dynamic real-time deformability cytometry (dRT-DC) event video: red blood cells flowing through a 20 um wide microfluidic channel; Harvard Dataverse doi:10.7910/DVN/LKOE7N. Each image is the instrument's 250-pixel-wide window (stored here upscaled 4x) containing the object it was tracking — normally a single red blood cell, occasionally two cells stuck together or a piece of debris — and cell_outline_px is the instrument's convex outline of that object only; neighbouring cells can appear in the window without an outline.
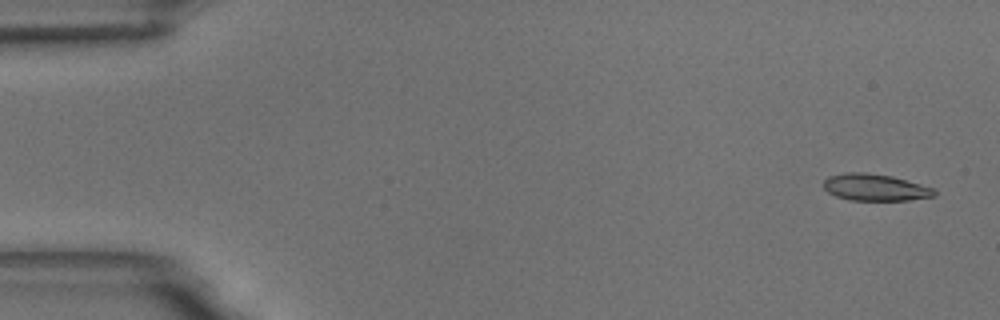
{"species": "common noctule bat (a hibernating species)", "species_latin": "Nyctalus noctula", "temperature_condition": "room temperature", "stored_images_in_passage": 41, "camera_frame_rate_fps": 3000, "um_per_image_px": 0.085, "animal": {"sex": "male", "body_mass_g": 18.8}, "frame": {"image": 1, "passage_image": 1, "time_ms": 0.0, "image_size_px": [1000, 320], "cell_outline_px": [[936, 196], [908, 200], [848, 200], [836, 196], [828, 192], [824, 188], [824, 180], [828, 176], [844, 172], [864, 172], [892, 176], [932, 188], [936, 192]], "centroid_in_image_um": [74.34, 15.92], "position_along_channel_um": 10.7, "area_um2": 17.22}}
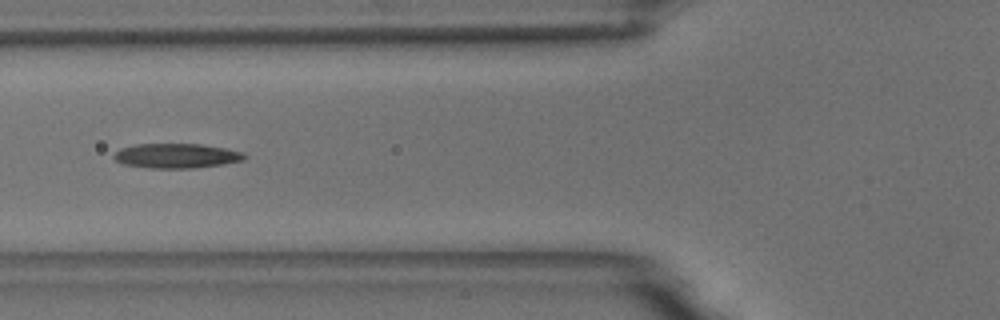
{"frame": {"image": 2, "passage_image": 20, "time_ms": 6.333, "image_size_px": [1000, 320], "cell_outline_px": [[248, 156], [244, 160], [224, 164], [192, 168], [152, 168], [124, 164], [116, 160], [112, 156], [120, 148], [136, 144], [200, 144], [224, 148], [244, 152]], "centroid_in_image_um": [15.03, 13.24], "position_along_channel_um": 110.8, "area_um2": 18.73}}
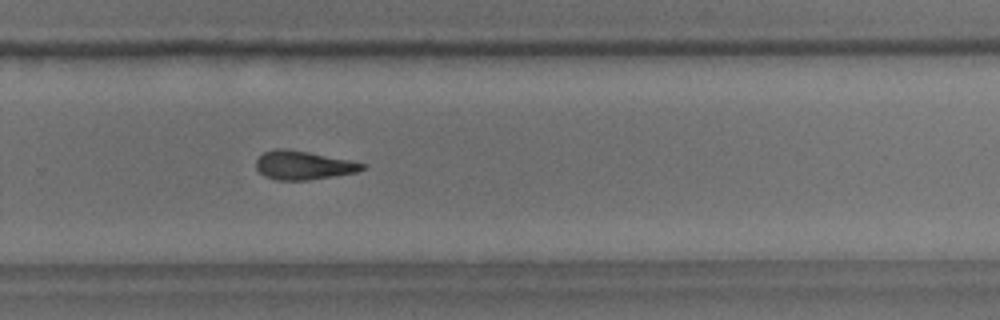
{"frame": {"image": 3, "passage_image": 36, "time_ms": 11.667, "image_size_px": [1000, 320], "cell_outline_px": [[368, 164], [364, 168], [356, 172], [336, 176], [308, 180], [276, 180], [264, 176], [256, 168], [256, 160], [264, 152], [276, 148], [288, 148]], "centroid_in_image_um": [25.76, 14.05], "position_along_channel_um": 304.0, "area_um2": 17.74}, "authors_computed_cell_mechanics": {"area_um2": 17.9758, "velocity_mm_per_s": 3.6153, "shape_relaxation_time_tau1_ms": 5.0619, "shape_relaxation_time_tau2_ms": null, "deformation_change_tau1": 0.1968, "deformation_change_tau2": null}}